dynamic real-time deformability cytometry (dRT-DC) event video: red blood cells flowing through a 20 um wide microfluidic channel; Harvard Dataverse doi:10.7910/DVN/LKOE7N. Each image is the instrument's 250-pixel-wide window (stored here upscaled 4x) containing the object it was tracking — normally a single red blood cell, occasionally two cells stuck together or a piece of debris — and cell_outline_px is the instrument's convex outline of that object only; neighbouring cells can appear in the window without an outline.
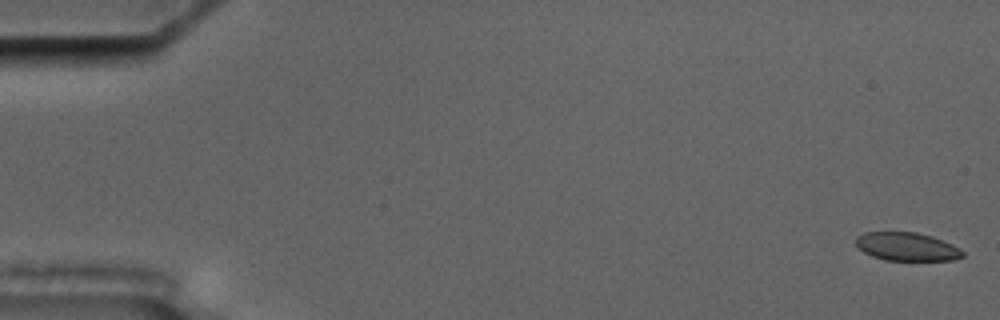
{"species": "common noctule bat (a hibernating species)", "species_latin": "Nyctalus noctula", "temperature_condition": "cold", "stored_images_in_passage": 5, "camera_frame_rate_fps": 3000, "um_per_image_px": 0.085, "animal": {"sex": "male", "body_mass_g": 17.5, "forearm_length_mm": 52.3}, "frame": {"image": 1, "passage_image": 1, "time_ms": 0.0, "image_size_px": [1000, 320], "cell_outline_px": [[964, 256], [952, 260], [884, 260], [872, 256], [864, 252], [856, 244], [856, 236], [864, 232], [916, 232], [932, 236], [952, 244], [960, 248], [964, 252]], "centroid_in_image_um": [77.09, 20.96], "position_along_channel_um": 7.9, "area_um2": 17.63}}